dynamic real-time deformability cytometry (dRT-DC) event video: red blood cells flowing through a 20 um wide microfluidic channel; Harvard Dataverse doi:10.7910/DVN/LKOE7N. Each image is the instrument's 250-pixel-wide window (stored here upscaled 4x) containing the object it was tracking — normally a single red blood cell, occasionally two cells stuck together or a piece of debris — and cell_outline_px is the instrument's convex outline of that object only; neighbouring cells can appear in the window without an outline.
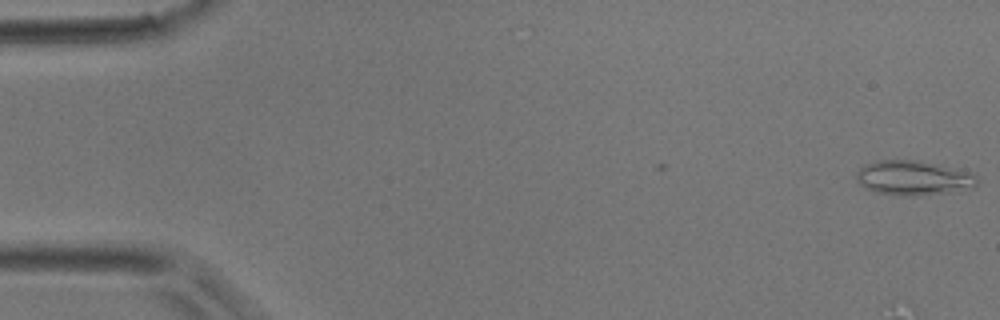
{"species": "common noctule bat (a hibernating species)", "species_latin": "Nyctalus noctula", "temperature_condition": "room temperature", "stored_images_in_passage": 2, "camera_frame_rate_fps": 3000, "um_per_image_px": 0.085, "animal": {"sex": "male", "body_mass_g": 17.9}, "frame": {"image": 1, "passage_image": 2, "time_ms": 0.333, "image_size_px": [1000, 320], "cell_outline_px": [[976, 188], [948, 192], [912, 196], [896, 196], [876, 192], [860, 184], [856, 180], [856, 172], [864, 164], [880, 160], [912, 160], [936, 164], [976, 172]], "centroid_in_image_um": [77.66, 15.13], "position_along_channel_um": 7.3, "area_um2": 24.51}}